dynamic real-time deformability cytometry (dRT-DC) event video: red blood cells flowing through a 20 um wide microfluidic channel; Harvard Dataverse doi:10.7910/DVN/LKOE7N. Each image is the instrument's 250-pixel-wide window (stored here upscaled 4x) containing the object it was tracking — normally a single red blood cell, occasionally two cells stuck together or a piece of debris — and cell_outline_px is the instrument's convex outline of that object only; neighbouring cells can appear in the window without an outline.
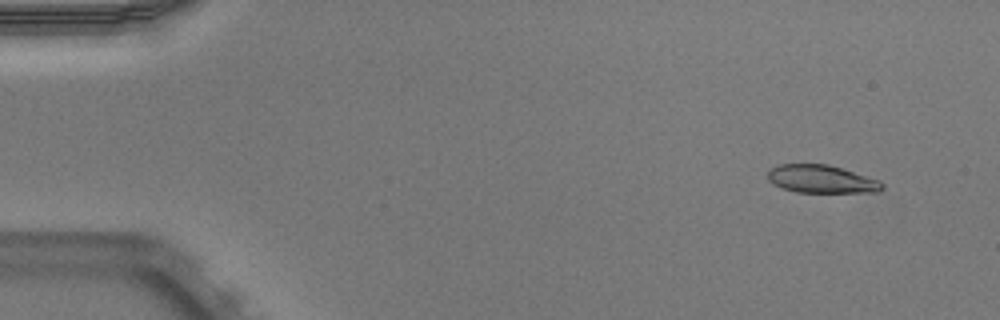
{"species": "Egyptian fruit bat (a non-hibernating species)", "species_latin": "Rousettus aegyptiacus", "temperature_condition": "warm", "stored_images_in_passage": 51, "camera_frame_rate_fps": 3000, "um_per_image_px": 0.085, "animal": {"sex": "male"}, "frame": {"image": 1, "passage_image": 4, "time_ms": 1.0, "image_size_px": [1000, 320], "cell_outline_px": [[884, 188], [880, 192], [796, 192], [784, 188], [768, 180], [768, 172], [776, 164], [828, 164], [880, 180], [884, 184]], "centroid_in_image_um": [69.86, 15.22], "position_along_channel_um": 15.1, "area_um2": 18.55}}
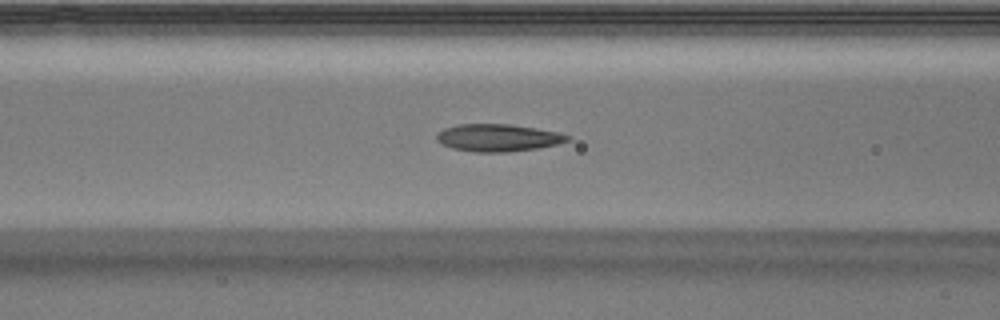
{"frame": {"image": 2, "passage_image": 21, "time_ms": 6.667, "image_size_px": [1000, 320], "cell_outline_px": [[572, 136], [568, 140], [556, 144], [536, 148], [508, 152], [476, 152], [452, 148], [436, 140], [436, 136], [444, 128], [460, 124], [508, 124], [536, 128], [560, 132]], "centroid_in_image_um": [42.35, 11.7], "position_along_channel_um": 124.3, "area_um2": 20.69}}
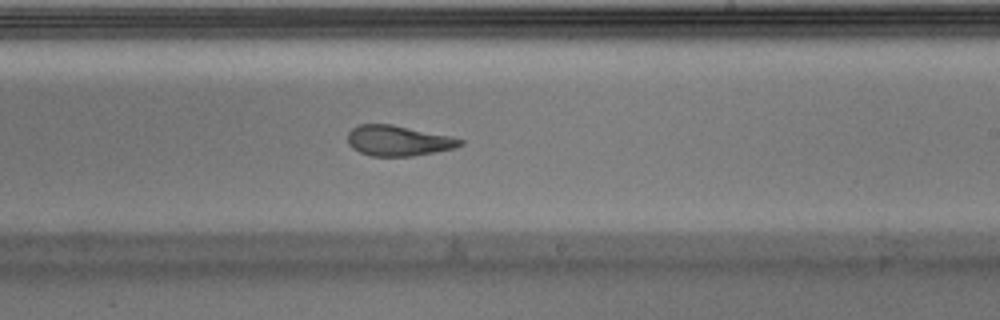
{"frame": {"image": 3, "passage_image": 31, "time_ms": 10.0, "image_size_px": [1000, 320], "cell_outline_px": [[464, 144], [456, 148], [412, 156], [372, 156], [360, 152], [352, 148], [348, 144], [348, 132], [352, 128], [360, 124], [392, 124], [452, 136], [464, 140]], "centroid_in_image_um": [33.87, 11.95], "position_along_channel_um": 255.1, "area_um2": 20.06}, "authors_computed_cell_mechanics": {"area_um2": 20.5768, "velocity_mm_per_s": 3.9242, "shape_relaxation_time_tau1_ms": null, "shape_relaxation_time_tau2_ms": 1.8752, "deformation_change_tau1": null, "deformation_change_tau2": 0.0871}}